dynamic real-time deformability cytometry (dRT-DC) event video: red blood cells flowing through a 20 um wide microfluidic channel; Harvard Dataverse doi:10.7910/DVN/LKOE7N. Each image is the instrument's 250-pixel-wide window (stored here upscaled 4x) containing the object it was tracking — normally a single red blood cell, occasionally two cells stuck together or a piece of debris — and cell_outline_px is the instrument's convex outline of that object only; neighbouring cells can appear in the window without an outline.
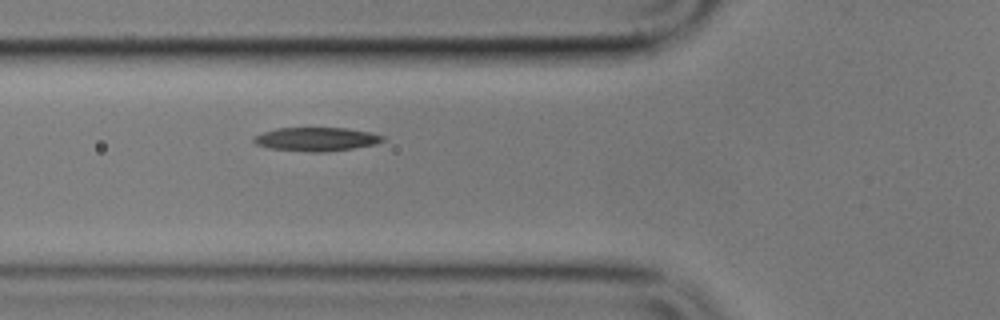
{"species": "common noctule bat (a hibernating species)", "species_latin": "Nyctalus noctula", "temperature_condition": "cold", "stored_images_in_passage": 2, "camera_frame_rate_fps": 3000, "um_per_image_px": 0.085, "animal": {"sex": "male", "body_mass_g": 17.9}, "frame": {"image": 1, "passage_image": 2, "time_ms": 1.0, "image_size_px": [1000, 320], "cell_outline_px": [[384, 140], [376, 144], [352, 148], [324, 152], [308, 152], [268, 148], [256, 144], [252, 140], [252, 136], [276, 128], [348, 128], [368, 132], [384, 136]], "centroid_in_image_um": [26.84, 11.83], "position_along_channel_um": 99.0, "area_um2": 17.8}}